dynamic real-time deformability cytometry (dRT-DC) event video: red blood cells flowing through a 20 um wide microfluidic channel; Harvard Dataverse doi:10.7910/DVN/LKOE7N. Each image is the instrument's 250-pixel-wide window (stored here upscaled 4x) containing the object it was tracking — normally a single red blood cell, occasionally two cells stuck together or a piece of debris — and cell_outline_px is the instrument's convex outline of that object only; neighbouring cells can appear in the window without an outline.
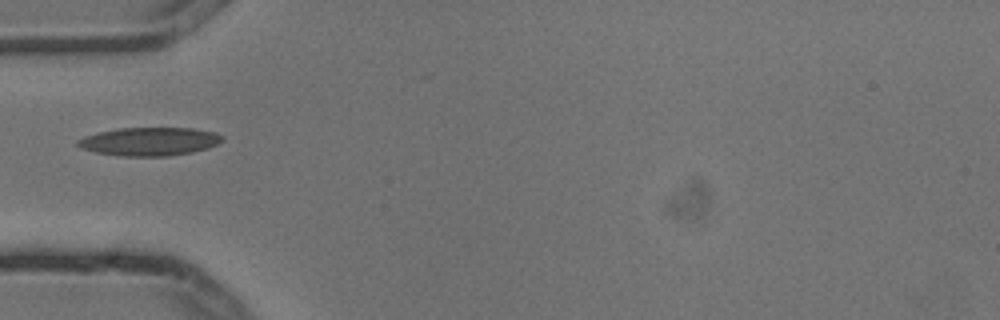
{"species": "common noctule bat (a hibernating species)", "species_latin": "Nyctalus noctula", "temperature_condition": "cold", "stored_images_in_passage": 1, "camera_frame_rate_fps": 3000, "um_per_image_px": 0.085, "animal": {"sex": "male", "body_mass_g": 13.3}, "frame": {"image": 1, "passage_image": 1, "time_ms": 0.0, "image_size_px": [1000, 320], "cell_outline_px": [[224, 140], [208, 148], [192, 152], [168, 156], [120, 156], [96, 152], [80, 148], [76, 144], [76, 140], [84, 136], [100, 132], [120, 128], [192, 128], [216, 132], [224, 136]], "centroid_in_image_um": [12.71, 12.02], "position_along_channel_um": 72.3, "area_um2": 23.93}}